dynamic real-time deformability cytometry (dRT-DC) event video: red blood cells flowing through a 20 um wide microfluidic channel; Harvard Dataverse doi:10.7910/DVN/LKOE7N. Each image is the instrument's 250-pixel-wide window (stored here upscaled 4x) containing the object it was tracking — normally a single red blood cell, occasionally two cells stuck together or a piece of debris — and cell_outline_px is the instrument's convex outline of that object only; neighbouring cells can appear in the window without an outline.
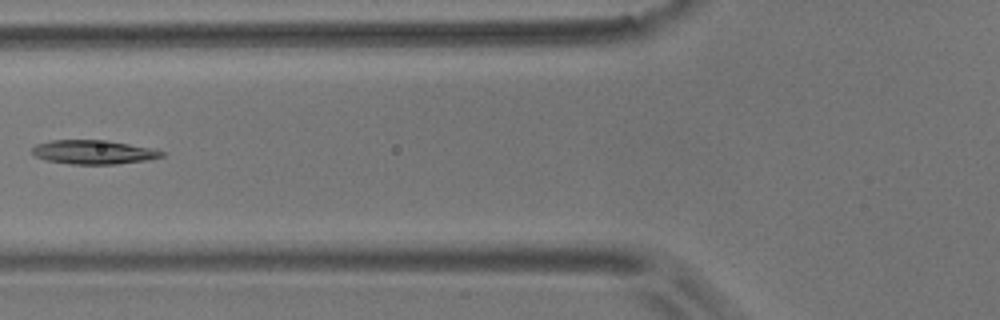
{"species": "common noctule bat (a hibernating species)", "species_latin": "Nyctalus noctula", "temperature_condition": "room temperature", "stored_images_in_passage": 5, "camera_frame_rate_fps": 3000, "um_per_image_px": 0.085, "animal": {"sex": "male", "body_mass_g": 17.9}, "frame": {"image": 1, "passage_image": 5, "time_ms": 5.667, "image_size_px": [1000, 320], "cell_outline_px": [[164, 156], [148, 160], [116, 164], [72, 164], [44, 160], [36, 156], [32, 152], [32, 148], [36, 144], [52, 140], [108, 140], [148, 148], [164, 152]], "centroid_in_image_um": [7.91, 12.93], "position_along_channel_um": 117.9, "area_um2": 17.98}}